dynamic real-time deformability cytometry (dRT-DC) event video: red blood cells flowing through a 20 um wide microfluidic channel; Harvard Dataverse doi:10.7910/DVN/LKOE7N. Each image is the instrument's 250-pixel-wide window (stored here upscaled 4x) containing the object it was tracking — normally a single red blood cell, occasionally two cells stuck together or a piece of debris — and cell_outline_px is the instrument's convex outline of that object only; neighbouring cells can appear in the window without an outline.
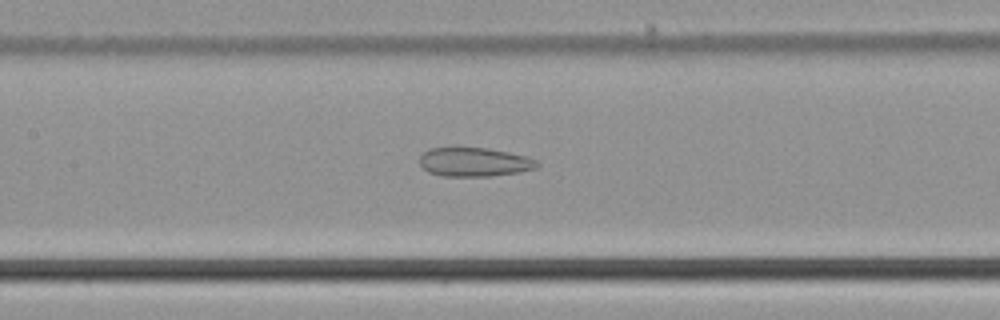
{"species": "common noctule bat (a hibernating species)", "species_latin": "Nyctalus noctula", "temperature_condition": "cold", "stored_images_in_passage": 55, "camera_frame_rate_fps": 3000, "um_per_image_px": 0.085, "animal": {"sex": "male", "body_mass_g": 21.5, "forearm_length_mm": 52.0}, "frame": {"image": 1, "passage_image": 26, "time_ms": 8.333, "image_size_px": [1000, 320], "cell_outline_px": [[540, 164], [536, 168], [520, 172], [492, 176], [444, 176], [428, 172], [420, 164], [420, 156], [428, 148], [456, 144], [488, 148], [508, 152], [524, 156], [536, 160]], "centroid_in_image_um": [40.26, 13.72], "position_along_channel_um": 167.1, "area_um2": 20.58}}
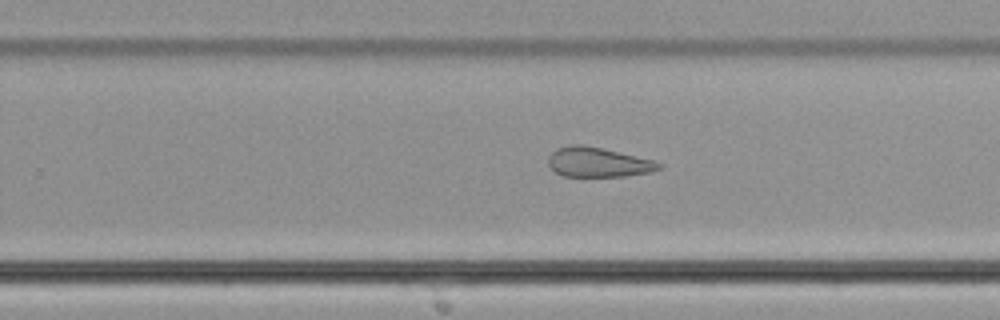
{"frame": {"image": 2, "passage_image": 35, "time_ms": 11.333, "image_size_px": [1000, 320], "cell_outline_px": [[664, 164], [660, 168], [652, 172], [624, 176], [564, 176], [556, 172], [548, 164], [548, 156], [556, 148], [572, 144], [584, 144], [652, 160]], "centroid_in_image_um": [50.82, 13.78], "position_along_channel_um": 279.0, "area_um2": 19.02}}
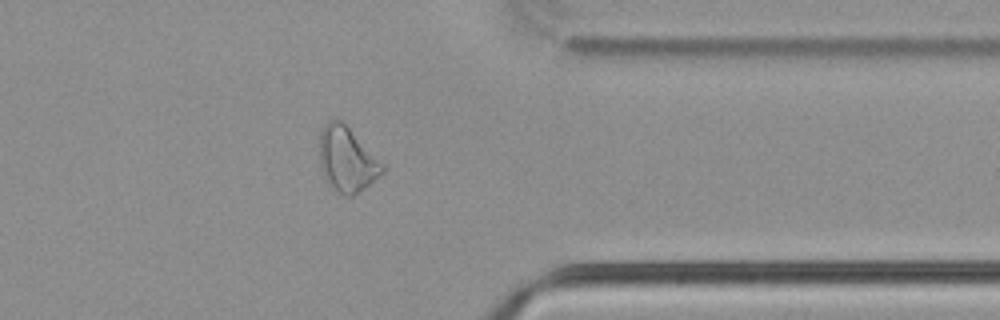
{"frame": {"image": 3, "passage_image": 44, "time_ms": 14.333, "image_size_px": [1000, 320], "cell_outline_px": [[384, 172], [352, 196], [344, 196], [324, 176], [320, 164], [320, 132], [324, 124], [328, 120], [340, 120], [384, 164]], "centroid_in_image_um": [29.48, 13.53], "position_along_channel_um": 381.9, "area_um2": 22.89}, "authors_computed_cell_mechanics": {"area_um2": 25.432, "velocity_mm_per_s": 3.7392, "shape_relaxation_time_tau1_ms": null, "shape_relaxation_time_tau2_ms": 5.4774, "deformation_change_tau1": null, "deformation_change_tau2": 0.1444}}